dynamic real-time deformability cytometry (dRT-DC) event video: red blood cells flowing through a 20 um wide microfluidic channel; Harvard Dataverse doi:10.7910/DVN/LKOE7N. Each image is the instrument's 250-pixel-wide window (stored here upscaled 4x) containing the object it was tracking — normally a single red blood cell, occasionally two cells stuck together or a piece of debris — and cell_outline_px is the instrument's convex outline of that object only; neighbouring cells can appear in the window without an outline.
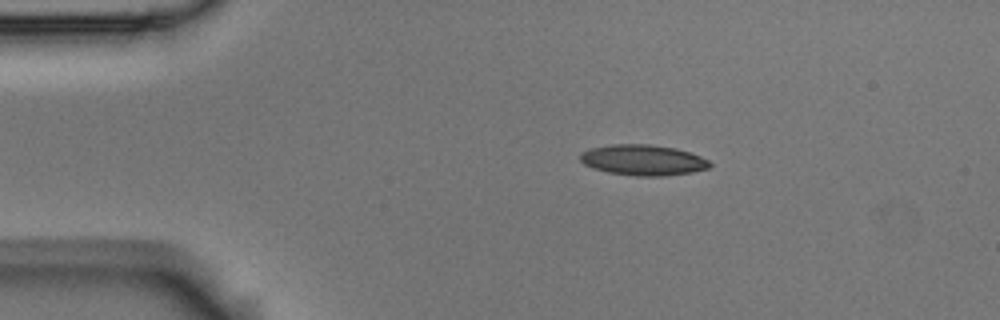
{"species": "Egyptian fruit bat (a non-hibernating species)", "species_latin": "Rousettus aegyptiacus", "temperature_condition": "room temperature", "stored_images_in_passage": 7, "camera_frame_rate_fps": 3000, "um_per_image_px": 0.085, "animal": {"sex": "male"}, "frame": {"image": 1, "passage_image": 1, "time_ms": 0.0, "image_size_px": [1000, 320], "cell_outline_px": [[712, 164], [708, 168], [692, 172], [664, 176], [636, 176], [608, 172], [592, 168], [584, 164], [580, 160], [580, 152], [592, 148], [612, 144], [648, 144], [676, 148], [700, 156], [708, 160]], "centroid_in_image_um": [54.64, 13.6], "position_along_channel_um": 30.4, "area_um2": 23.12}}
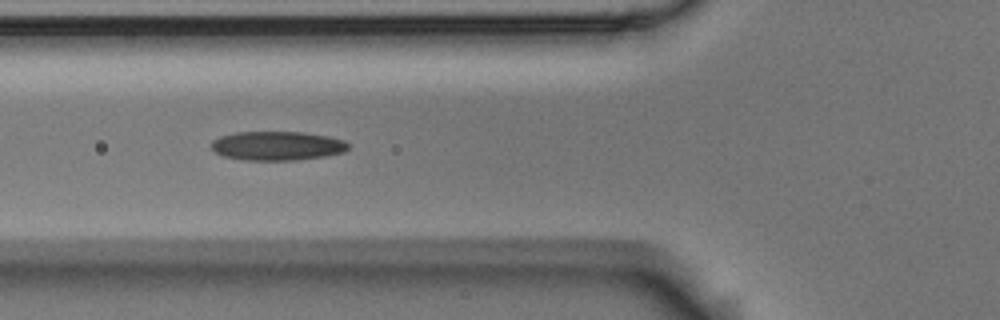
{"frame": {"image": 2, "passage_image": 4, "time_ms": 1.0, "image_size_px": [1000, 320], "cell_outline_px": [[348, 148], [344, 152], [324, 156], [296, 160], [244, 160], [224, 156], [216, 152], [212, 148], [212, 140], [220, 136], [236, 132], [304, 132], [328, 136], [344, 140], [348, 144]], "centroid_in_image_um": [23.56, 12.39], "position_along_channel_um": 102.2, "area_um2": 23.12}}
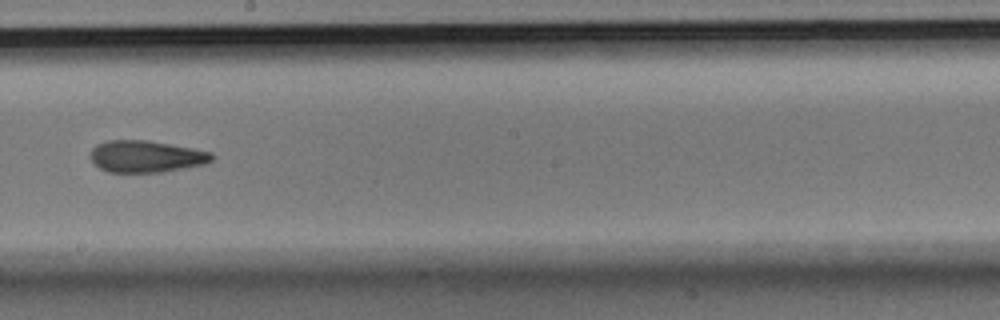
{"frame": {"image": 3, "passage_image": 7, "time_ms": 2.0, "image_size_px": [1000, 320], "cell_outline_px": [[212, 160], [204, 164], [164, 172], [108, 172], [100, 168], [88, 156], [92, 148], [96, 144], [108, 140], [148, 140], [192, 148], [212, 152]], "centroid_in_image_um": [12.38, 13.29], "position_along_channel_um": 235.8, "area_um2": 22.54}}